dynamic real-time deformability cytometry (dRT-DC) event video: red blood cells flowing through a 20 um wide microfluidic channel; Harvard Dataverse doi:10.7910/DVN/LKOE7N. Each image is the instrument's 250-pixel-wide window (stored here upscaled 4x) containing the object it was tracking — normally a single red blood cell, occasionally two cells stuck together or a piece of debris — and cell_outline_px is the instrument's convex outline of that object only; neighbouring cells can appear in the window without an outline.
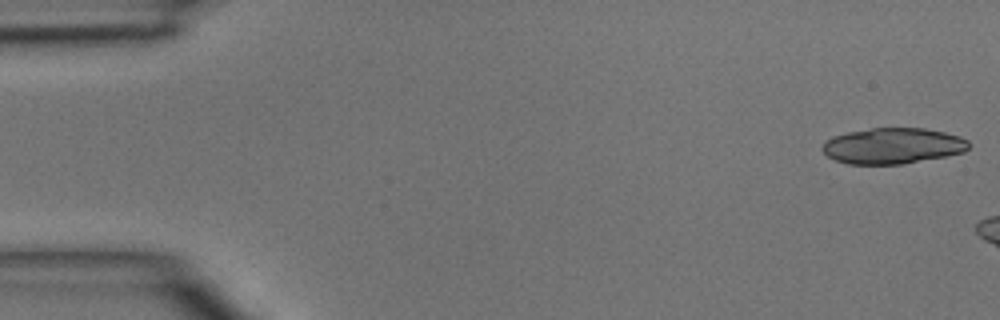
{"species": "common noctule bat (a hibernating species)", "species_latin": "Nyctalus noctula", "temperature_condition": "room temperature", "stored_images_in_passage": 9, "camera_frame_rate_fps": 3000, "um_per_image_px": 0.085, "animal": {"sex": "male", "body_mass_g": 15.6}, "frame": {"image": 1, "passage_image": 1, "time_ms": 0.0, "image_size_px": [1000, 320], "cell_outline_px": [[972, 144], [964, 152], [944, 156], [900, 164], [848, 164], [836, 160], [828, 156], [820, 148], [832, 136], [848, 132], [872, 128], [924, 128], [944, 132], [960, 136], [968, 140]], "centroid_in_image_um": [75.9, 12.39], "position_along_channel_um": 9.1, "area_um2": 30.46}}